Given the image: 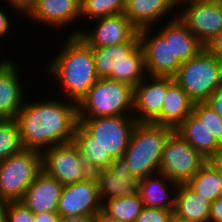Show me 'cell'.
Segmentation results:
<instances>
[{"label": "cell", "instance_id": "cell-1", "mask_svg": "<svg viewBox=\"0 0 222 222\" xmlns=\"http://www.w3.org/2000/svg\"><path fill=\"white\" fill-rule=\"evenodd\" d=\"M37 99L30 101L26 98L16 117L24 149L42 152L51 146L73 141L79 124L78 103L63 97L57 99V96L56 100Z\"/></svg>", "mask_w": 222, "mask_h": 222}, {"label": "cell", "instance_id": "cell-2", "mask_svg": "<svg viewBox=\"0 0 222 222\" xmlns=\"http://www.w3.org/2000/svg\"><path fill=\"white\" fill-rule=\"evenodd\" d=\"M78 119L73 142L92 174L124 155L137 123L133 115Z\"/></svg>", "mask_w": 222, "mask_h": 222}, {"label": "cell", "instance_id": "cell-3", "mask_svg": "<svg viewBox=\"0 0 222 222\" xmlns=\"http://www.w3.org/2000/svg\"><path fill=\"white\" fill-rule=\"evenodd\" d=\"M65 38V44L63 42V46L60 45L59 53L52 56V60L48 61L50 63L44 64L45 72L60 85L59 93L63 92L60 95L64 99L78 103L99 77L95 70L92 48L78 35Z\"/></svg>", "mask_w": 222, "mask_h": 222}, {"label": "cell", "instance_id": "cell-4", "mask_svg": "<svg viewBox=\"0 0 222 222\" xmlns=\"http://www.w3.org/2000/svg\"><path fill=\"white\" fill-rule=\"evenodd\" d=\"M91 48L99 78L121 81L136 87L147 76L145 55L140 42Z\"/></svg>", "mask_w": 222, "mask_h": 222}, {"label": "cell", "instance_id": "cell-5", "mask_svg": "<svg viewBox=\"0 0 222 222\" xmlns=\"http://www.w3.org/2000/svg\"><path fill=\"white\" fill-rule=\"evenodd\" d=\"M171 127L153 122H137L123 155L138 179L159 173L164 144Z\"/></svg>", "mask_w": 222, "mask_h": 222}, {"label": "cell", "instance_id": "cell-6", "mask_svg": "<svg viewBox=\"0 0 222 222\" xmlns=\"http://www.w3.org/2000/svg\"><path fill=\"white\" fill-rule=\"evenodd\" d=\"M134 87L128 83L99 78L78 102V118L133 115Z\"/></svg>", "mask_w": 222, "mask_h": 222}, {"label": "cell", "instance_id": "cell-7", "mask_svg": "<svg viewBox=\"0 0 222 222\" xmlns=\"http://www.w3.org/2000/svg\"><path fill=\"white\" fill-rule=\"evenodd\" d=\"M173 78L194 103L206 102L222 85V60L203 48L182 63Z\"/></svg>", "mask_w": 222, "mask_h": 222}, {"label": "cell", "instance_id": "cell-8", "mask_svg": "<svg viewBox=\"0 0 222 222\" xmlns=\"http://www.w3.org/2000/svg\"><path fill=\"white\" fill-rule=\"evenodd\" d=\"M41 171L42 153L34 149H23L0 161V201H21Z\"/></svg>", "mask_w": 222, "mask_h": 222}, {"label": "cell", "instance_id": "cell-9", "mask_svg": "<svg viewBox=\"0 0 222 222\" xmlns=\"http://www.w3.org/2000/svg\"><path fill=\"white\" fill-rule=\"evenodd\" d=\"M159 25L138 31L146 72L148 76L174 77L182 63L172 53L171 20Z\"/></svg>", "mask_w": 222, "mask_h": 222}, {"label": "cell", "instance_id": "cell-10", "mask_svg": "<svg viewBox=\"0 0 222 222\" xmlns=\"http://www.w3.org/2000/svg\"><path fill=\"white\" fill-rule=\"evenodd\" d=\"M207 161L173 130L164 144L159 173L178 184L187 183Z\"/></svg>", "mask_w": 222, "mask_h": 222}, {"label": "cell", "instance_id": "cell-11", "mask_svg": "<svg viewBox=\"0 0 222 222\" xmlns=\"http://www.w3.org/2000/svg\"><path fill=\"white\" fill-rule=\"evenodd\" d=\"M177 16L205 46L222 31V0H178Z\"/></svg>", "mask_w": 222, "mask_h": 222}, {"label": "cell", "instance_id": "cell-12", "mask_svg": "<svg viewBox=\"0 0 222 222\" xmlns=\"http://www.w3.org/2000/svg\"><path fill=\"white\" fill-rule=\"evenodd\" d=\"M41 153L42 170L63 186L83 181L92 174L73 141L51 146Z\"/></svg>", "mask_w": 222, "mask_h": 222}, {"label": "cell", "instance_id": "cell-13", "mask_svg": "<svg viewBox=\"0 0 222 222\" xmlns=\"http://www.w3.org/2000/svg\"><path fill=\"white\" fill-rule=\"evenodd\" d=\"M90 22L93 29L90 28L88 22V29L82 28L78 34L89 47H105L124 42H140L139 30L124 13L97 18Z\"/></svg>", "mask_w": 222, "mask_h": 222}, {"label": "cell", "instance_id": "cell-14", "mask_svg": "<svg viewBox=\"0 0 222 222\" xmlns=\"http://www.w3.org/2000/svg\"><path fill=\"white\" fill-rule=\"evenodd\" d=\"M80 4L81 0H37L25 18L27 17L30 21L37 22L38 25H43V27L46 25L54 32L61 29L66 30L65 27L68 26L65 31L67 32L69 26L74 24V29L71 28V31L67 34L68 36H75L81 31V27H75V25H78L77 23L81 22Z\"/></svg>", "mask_w": 222, "mask_h": 222}, {"label": "cell", "instance_id": "cell-15", "mask_svg": "<svg viewBox=\"0 0 222 222\" xmlns=\"http://www.w3.org/2000/svg\"><path fill=\"white\" fill-rule=\"evenodd\" d=\"M101 209L102 202L94 174L83 181L62 187L57 207L59 216H94Z\"/></svg>", "mask_w": 222, "mask_h": 222}, {"label": "cell", "instance_id": "cell-16", "mask_svg": "<svg viewBox=\"0 0 222 222\" xmlns=\"http://www.w3.org/2000/svg\"><path fill=\"white\" fill-rule=\"evenodd\" d=\"M18 64L4 55L0 59V119H16L25 103L27 82H22L21 69ZM22 82V83H21ZM25 91V92H24Z\"/></svg>", "mask_w": 222, "mask_h": 222}, {"label": "cell", "instance_id": "cell-17", "mask_svg": "<svg viewBox=\"0 0 222 222\" xmlns=\"http://www.w3.org/2000/svg\"><path fill=\"white\" fill-rule=\"evenodd\" d=\"M102 204L113 198L127 197L137 192L139 179L131 173L130 165L122 156L103 170L94 173Z\"/></svg>", "mask_w": 222, "mask_h": 222}, {"label": "cell", "instance_id": "cell-18", "mask_svg": "<svg viewBox=\"0 0 222 222\" xmlns=\"http://www.w3.org/2000/svg\"><path fill=\"white\" fill-rule=\"evenodd\" d=\"M167 77L146 76L134 87L133 117L137 122H153L162 111Z\"/></svg>", "mask_w": 222, "mask_h": 222}, {"label": "cell", "instance_id": "cell-19", "mask_svg": "<svg viewBox=\"0 0 222 222\" xmlns=\"http://www.w3.org/2000/svg\"><path fill=\"white\" fill-rule=\"evenodd\" d=\"M177 10L178 0H128L125 2L124 15L141 30L154 28L162 24L164 19L168 21L176 18Z\"/></svg>", "mask_w": 222, "mask_h": 222}, {"label": "cell", "instance_id": "cell-20", "mask_svg": "<svg viewBox=\"0 0 222 222\" xmlns=\"http://www.w3.org/2000/svg\"><path fill=\"white\" fill-rule=\"evenodd\" d=\"M63 185L43 170L25 191L21 202L33 213L57 212Z\"/></svg>", "mask_w": 222, "mask_h": 222}, {"label": "cell", "instance_id": "cell-21", "mask_svg": "<svg viewBox=\"0 0 222 222\" xmlns=\"http://www.w3.org/2000/svg\"><path fill=\"white\" fill-rule=\"evenodd\" d=\"M178 183L157 173L139 180L137 192L144 206L173 210Z\"/></svg>", "mask_w": 222, "mask_h": 222}, {"label": "cell", "instance_id": "cell-22", "mask_svg": "<svg viewBox=\"0 0 222 222\" xmlns=\"http://www.w3.org/2000/svg\"><path fill=\"white\" fill-rule=\"evenodd\" d=\"M194 102L177 84L173 77H167V92L161 114L153 123L175 130L191 113Z\"/></svg>", "mask_w": 222, "mask_h": 222}, {"label": "cell", "instance_id": "cell-23", "mask_svg": "<svg viewBox=\"0 0 222 222\" xmlns=\"http://www.w3.org/2000/svg\"><path fill=\"white\" fill-rule=\"evenodd\" d=\"M206 160H218L222 147L192 113L175 129Z\"/></svg>", "mask_w": 222, "mask_h": 222}, {"label": "cell", "instance_id": "cell-24", "mask_svg": "<svg viewBox=\"0 0 222 222\" xmlns=\"http://www.w3.org/2000/svg\"><path fill=\"white\" fill-rule=\"evenodd\" d=\"M210 208L211 202L186 183L178 185L173 211L176 216L197 222H209Z\"/></svg>", "mask_w": 222, "mask_h": 222}, {"label": "cell", "instance_id": "cell-25", "mask_svg": "<svg viewBox=\"0 0 222 222\" xmlns=\"http://www.w3.org/2000/svg\"><path fill=\"white\" fill-rule=\"evenodd\" d=\"M171 48L173 56L184 63L197 55L205 46L177 16L171 20Z\"/></svg>", "mask_w": 222, "mask_h": 222}, {"label": "cell", "instance_id": "cell-26", "mask_svg": "<svg viewBox=\"0 0 222 222\" xmlns=\"http://www.w3.org/2000/svg\"><path fill=\"white\" fill-rule=\"evenodd\" d=\"M186 184L211 203L215 201L219 194L218 161L208 160Z\"/></svg>", "mask_w": 222, "mask_h": 222}, {"label": "cell", "instance_id": "cell-27", "mask_svg": "<svg viewBox=\"0 0 222 222\" xmlns=\"http://www.w3.org/2000/svg\"><path fill=\"white\" fill-rule=\"evenodd\" d=\"M144 204L138 192L127 196L109 199L102 204V210L122 222H135Z\"/></svg>", "mask_w": 222, "mask_h": 222}, {"label": "cell", "instance_id": "cell-28", "mask_svg": "<svg viewBox=\"0 0 222 222\" xmlns=\"http://www.w3.org/2000/svg\"><path fill=\"white\" fill-rule=\"evenodd\" d=\"M81 25L106 16L122 14L125 11L124 0H81ZM91 19V20H90Z\"/></svg>", "mask_w": 222, "mask_h": 222}, {"label": "cell", "instance_id": "cell-29", "mask_svg": "<svg viewBox=\"0 0 222 222\" xmlns=\"http://www.w3.org/2000/svg\"><path fill=\"white\" fill-rule=\"evenodd\" d=\"M24 149L16 119H0V161Z\"/></svg>", "mask_w": 222, "mask_h": 222}, {"label": "cell", "instance_id": "cell-30", "mask_svg": "<svg viewBox=\"0 0 222 222\" xmlns=\"http://www.w3.org/2000/svg\"><path fill=\"white\" fill-rule=\"evenodd\" d=\"M192 114L199 119L222 147V118L207 102L193 104Z\"/></svg>", "mask_w": 222, "mask_h": 222}, {"label": "cell", "instance_id": "cell-31", "mask_svg": "<svg viewBox=\"0 0 222 222\" xmlns=\"http://www.w3.org/2000/svg\"><path fill=\"white\" fill-rule=\"evenodd\" d=\"M7 222H35L34 213L21 201L7 202Z\"/></svg>", "mask_w": 222, "mask_h": 222}, {"label": "cell", "instance_id": "cell-32", "mask_svg": "<svg viewBox=\"0 0 222 222\" xmlns=\"http://www.w3.org/2000/svg\"><path fill=\"white\" fill-rule=\"evenodd\" d=\"M172 216L173 210L144 206L135 222H171Z\"/></svg>", "mask_w": 222, "mask_h": 222}, {"label": "cell", "instance_id": "cell-33", "mask_svg": "<svg viewBox=\"0 0 222 222\" xmlns=\"http://www.w3.org/2000/svg\"><path fill=\"white\" fill-rule=\"evenodd\" d=\"M5 5L8 4L10 10L14 12H18L16 14H23L22 17L26 16L27 13L32 9V7L36 4L37 0H4Z\"/></svg>", "mask_w": 222, "mask_h": 222}, {"label": "cell", "instance_id": "cell-34", "mask_svg": "<svg viewBox=\"0 0 222 222\" xmlns=\"http://www.w3.org/2000/svg\"><path fill=\"white\" fill-rule=\"evenodd\" d=\"M2 5H0L1 7ZM9 14L6 13V10L4 11L3 8L1 7L0 9V41L2 42V40L5 41L6 37L8 36V34H12L9 33L10 29L12 30L15 27H12V22L10 21L11 15L8 16ZM7 35V36H6ZM5 38V39H3ZM2 46V45H0ZM2 48H0L1 51Z\"/></svg>", "mask_w": 222, "mask_h": 222}, {"label": "cell", "instance_id": "cell-35", "mask_svg": "<svg viewBox=\"0 0 222 222\" xmlns=\"http://www.w3.org/2000/svg\"><path fill=\"white\" fill-rule=\"evenodd\" d=\"M205 48L218 59L222 60V31L212 38Z\"/></svg>", "mask_w": 222, "mask_h": 222}, {"label": "cell", "instance_id": "cell-36", "mask_svg": "<svg viewBox=\"0 0 222 222\" xmlns=\"http://www.w3.org/2000/svg\"><path fill=\"white\" fill-rule=\"evenodd\" d=\"M222 118V85H220L206 101Z\"/></svg>", "mask_w": 222, "mask_h": 222}, {"label": "cell", "instance_id": "cell-37", "mask_svg": "<svg viewBox=\"0 0 222 222\" xmlns=\"http://www.w3.org/2000/svg\"><path fill=\"white\" fill-rule=\"evenodd\" d=\"M209 222H222V199L217 198L211 203Z\"/></svg>", "mask_w": 222, "mask_h": 222}, {"label": "cell", "instance_id": "cell-38", "mask_svg": "<svg viewBox=\"0 0 222 222\" xmlns=\"http://www.w3.org/2000/svg\"><path fill=\"white\" fill-rule=\"evenodd\" d=\"M59 214L57 212L34 213L35 222H58Z\"/></svg>", "mask_w": 222, "mask_h": 222}, {"label": "cell", "instance_id": "cell-39", "mask_svg": "<svg viewBox=\"0 0 222 222\" xmlns=\"http://www.w3.org/2000/svg\"><path fill=\"white\" fill-rule=\"evenodd\" d=\"M92 218L90 215L59 216L58 222H92Z\"/></svg>", "mask_w": 222, "mask_h": 222}, {"label": "cell", "instance_id": "cell-40", "mask_svg": "<svg viewBox=\"0 0 222 222\" xmlns=\"http://www.w3.org/2000/svg\"><path fill=\"white\" fill-rule=\"evenodd\" d=\"M92 222H122L114 217L109 216L102 209L98 211L92 218Z\"/></svg>", "mask_w": 222, "mask_h": 222}, {"label": "cell", "instance_id": "cell-41", "mask_svg": "<svg viewBox=\"0 0 222 222\" xmlns=\"http://www.w3.org/2000/svg\"><path fill=\"white\" fill-rule=\"evenodd\" d=\"M6 208L7 202L0 201V222H7Z\"/></svg>", "mask_w": 222, "mask_h": 222}, {"label": "cell", "instance_id": "cell-42", "mask_svg": "<svg viewBox=\"0 0 222 222\" xmlns=\"http://www.w3.org/2000/svg\"><path fill=\"white\" fill-rule=\"evenodd\" d=\"M218 181H219L218 198L222 199V165L219 162H218Z\"/></svg>", "mask_w": 222, "mask_h": 222}, {"label": "cell", "instance_id": "cell-43", "mask_svg": "<svg viewBox=\"0 0 222 222\" xmlns=\"http://www.w3.org/2000/svg\"><path fill=\"white\" fill-rule=\"evenodd\" d=\"M171 222H197V221L187 220V219L181 218V217H179V216H176V215L173 213Z\"/></svg>", "mask_w": 222, "mask_h": 222}, {"label": "cell", "instance_id": "cell-44", "mask_svg": "<svg viewBox=\"0 0 222 222\" xmlns=\"http://www.w3.org/2000/svg\"><path fill=\"white\" fill-rule=\"evenodd\" d=\"M217 161L222 165V153L220 154V157Z\"/></svg>", "mask_w": 222, "mask_h": 222}]
</instances>
